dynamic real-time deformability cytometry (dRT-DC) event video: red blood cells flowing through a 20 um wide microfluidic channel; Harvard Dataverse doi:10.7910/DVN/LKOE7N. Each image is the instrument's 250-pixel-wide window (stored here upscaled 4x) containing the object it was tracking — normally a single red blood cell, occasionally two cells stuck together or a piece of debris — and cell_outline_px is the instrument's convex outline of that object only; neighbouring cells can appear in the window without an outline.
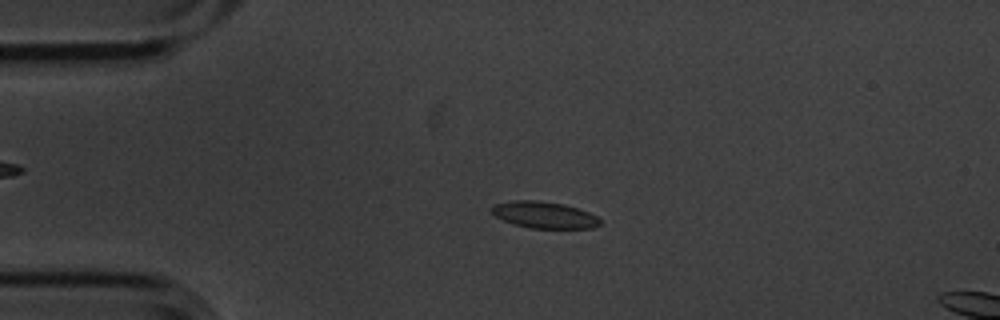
{"species": "common noctule bat (a hibernating species)", "species_latin": "Nyctalus noctula", "temperature_condition": "cold", "stored_images_in_passage": 5, "camera_frame_rate_fps": 3000, "um_per_image_px": 0.085, "animal": {"sex": "male", "body_mass_g": 20.1, "forearm_length_mm": 53.5}, "frame": {"image": 1, "passage_image": 3, "time_ms": 0.667, "image_size_px": [1000, 320], "cell_outline_px": [[600, 224], [592, 228], [532, 228], [516, 224], [504, 220], [496, 216], [492, 212], [492, 204], [512, 200], [536, 200], [564, 204], [588, 212], [596, 216], [600, 220]], "centroid_in_image_um": [46.25, 18.25], "position_along_channel_um": 38.8, "area_um2": 16.59}}